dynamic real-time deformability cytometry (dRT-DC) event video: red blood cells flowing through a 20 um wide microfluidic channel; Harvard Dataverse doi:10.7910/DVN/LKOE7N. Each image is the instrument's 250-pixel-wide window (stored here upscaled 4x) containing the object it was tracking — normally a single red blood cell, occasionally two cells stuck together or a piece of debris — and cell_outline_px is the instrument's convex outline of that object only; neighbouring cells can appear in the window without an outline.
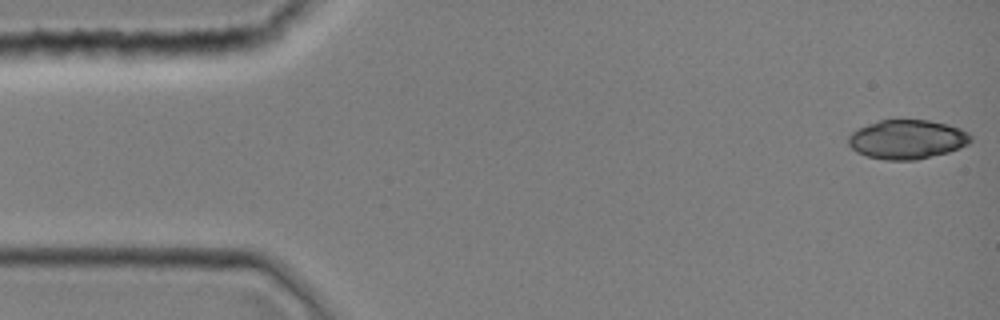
{"species": "common noctule bat (a hibernating species)", "species_latin": "Nyctalus noctula", "temperature_condition": "room temperature", "stored_images_in_passage": 43, "camera_frame_rate_fps": 3000, "um_per_image_px": 0.085, "animal": {"sex": "female", "body_mass_g": 19.0, "forearm_length_mm": 51.5}, "frame": {"image": 1, "passage_image": 1, "time_ms": 0.0, "image_size_px": [1000, 320], "cell_outline_px": [[972, 140], [968, 144], [960, 148], [948, 152], [916, 160], [884, 160], [868, 156], [856, 152], [848, 144], [848, 136], [852, 132], [868, 124], [880, 120], [928, 120], [948, 124], [960, 128], [968, 132], [972, 136]], "centroid_in_image_um": [77.12, 11.85], "position_along_channel_um": 7.9, "area_um2": 27.98}}
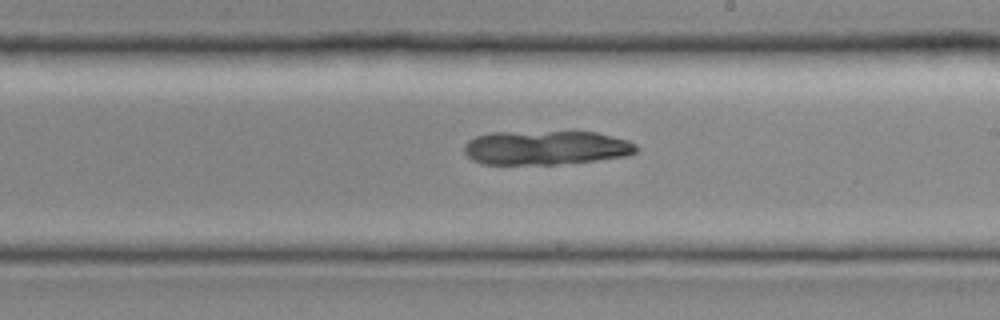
{"frame": {"image": 2, "passage_image": 25, "time_ms": 8.0, "image_size_px": [1000, 320], "cell_outline_px": [[640, 148], [636, 152], [628, 156], [556, 164], [480, 164], [472, 160], [464, 152], [464, 144], [468, 140], [476, 136], [492, 132], [596, 132], [628, 140], [636, 144]], "centroid_in_image_um": [46.39, 12.55], "position_along_channel_um": 242.6, "area_um2": 34.28}}
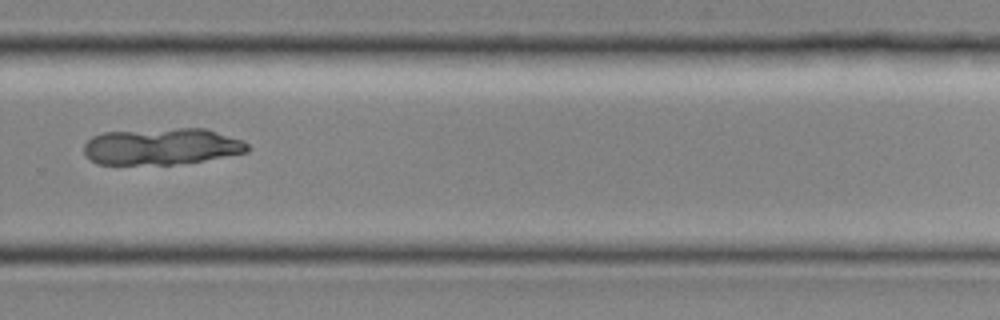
{"frame": {"image": 3, "passage_image": 30, "time_ms": 9.667, "image_size_px": [1000, 320], "cell_outline_px": [[248, 152], [204, 160], [172, 164], [96, 164], [84, 152], [84, 144], [92, 136], [104, 132], [176, 128], [204, 128], [244, 140], [248, 144]], "centroid_in_image_um": [13.75, 12.44], "position_along_channel_um": 316.1, "area_um2": 34.74}}